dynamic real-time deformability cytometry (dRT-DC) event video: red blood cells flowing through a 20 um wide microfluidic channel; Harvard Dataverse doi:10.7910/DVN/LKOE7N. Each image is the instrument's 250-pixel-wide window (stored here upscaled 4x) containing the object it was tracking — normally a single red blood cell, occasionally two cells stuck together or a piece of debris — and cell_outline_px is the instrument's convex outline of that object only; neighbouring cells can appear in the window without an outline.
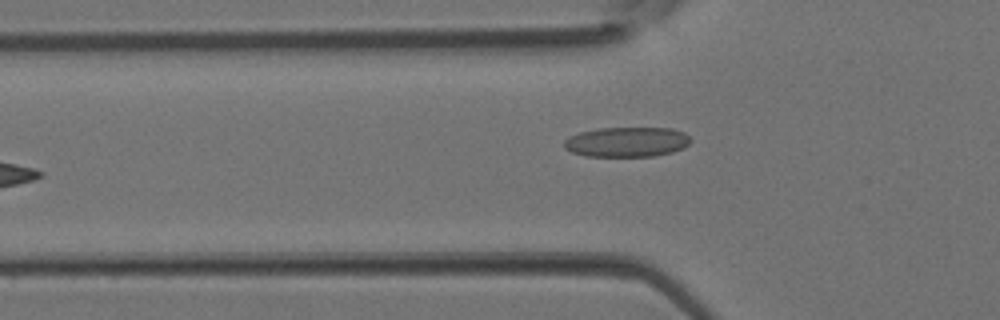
{"species": "Egyptian fruit bat (a non-hibernating species)", "species_latin": "Rousettus aegyptiacus", "temperature_condition": "room temperature", "stored_images_in_passage": 5, "camera_frame_rate_fps": 3000, "um_per_image_px": 0.085, "animal": {"sex": "female"}, "frame": {"image": 1, "passage_image": 5, "time_ms": 1.333, "image_size_px": [1000, 320], "cell_outline_px": [[692, 140], [684, 148], [672, 152], [652, 156], [584, 156], [572, 152], [564, 148], [564, 140], [568, 136], [580, 132], [600, 128], [672, 128], [684, 132]], "centroid_in_image_um": [53.27, 12.06], "position_along_channel_um": 72.5, "area_um2": 22.14}}